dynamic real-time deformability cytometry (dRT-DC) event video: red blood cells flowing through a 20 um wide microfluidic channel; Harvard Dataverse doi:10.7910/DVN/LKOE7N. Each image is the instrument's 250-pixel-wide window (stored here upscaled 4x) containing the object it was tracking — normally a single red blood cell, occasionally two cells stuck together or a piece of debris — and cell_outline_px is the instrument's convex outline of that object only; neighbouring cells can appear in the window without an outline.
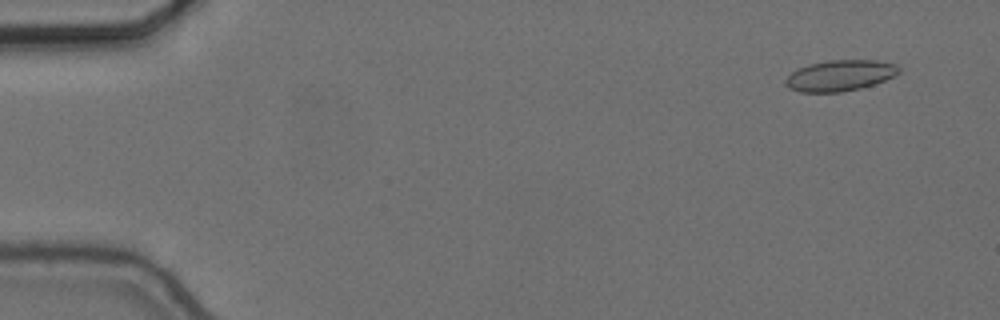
{"species": "common noctule bat (a hibernating species)", "species_latin": "Nyctalus noctula", "temperature_condition": "cold", "stored_images_in_passage": 10, "camera_frame_rate_fps": 3000, "um_per_image_px": 0.085, "animal": {"sex": "female", "body_mass_g": 24.6, "forearm_length_mm": 56.2}, "frame": {"image": 1, "passage_image": 4, "time_ms": 1.0, "image_size_px": [1000, 320], "cell_outline_px": [[900, 72], [896, 76], [860, 88], [840, 92], [800, 92], [788, 88], [784, 84], [784, 80], [792, 72], [808, 64], [828, 60], [876, 60], [896, 64], [900, 68]], "centroid_in_image_um": [71.39, 6.41], "position_along_channel_um": 13.6, "area_um2": 20.46}}